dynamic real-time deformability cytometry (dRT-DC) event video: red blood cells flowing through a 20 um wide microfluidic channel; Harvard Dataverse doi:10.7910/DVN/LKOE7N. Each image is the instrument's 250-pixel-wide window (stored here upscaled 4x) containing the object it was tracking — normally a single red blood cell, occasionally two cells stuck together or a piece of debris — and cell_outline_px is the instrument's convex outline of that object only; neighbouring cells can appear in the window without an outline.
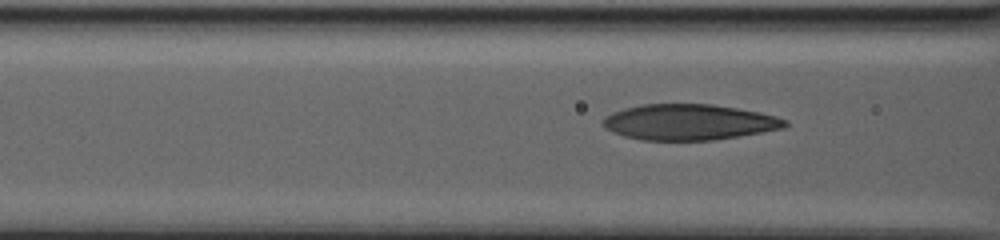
{"species": "human", "species_latin": "Homo sapiens", "temperature_condition": "warm", "stored_images_in_passage": 74, "camera_frame_rate_fps": 3000, "um_per_image_px": 0.085, "donor": {"sex": "male"}, "frame": {"image": 1, "passage_image": 37, "time_ms": 9.0, "image_size_px": [1000, 240], "cell_outline_px": [[788, 124], [784, 128], [740, 136], [716, 140], [644, 140], [624, 136], [612, 132], [604, 124], [604, 116], [612, 112], [624, 108], [644, 104], [712, 104], [760, 112], [776, 116], [788, 120]], "centroid_in_image_um": [58.6, 10.38], "position_along_channel_um": 108.0, "area_um2": 37.92}}
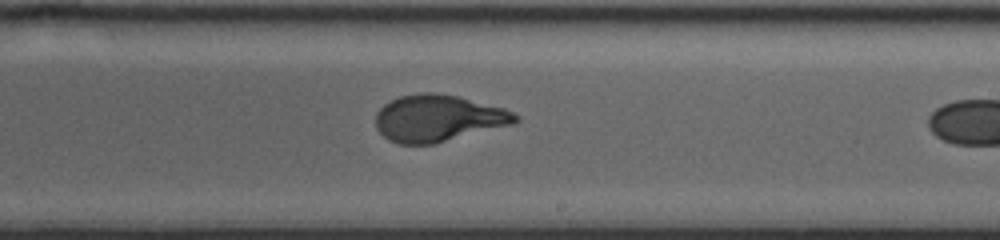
{"frame": {"image": 2, "passage_image": 54, "time_ms": 15.667, "image_size_px": [1000, 240], "cell_outline_px": [[520, 120], [512, 124], [432, 144], [400, 144], [388, 140], [376, 128], [376, 112], [384, 104], [400, 96], [420, 92], [436, 92], [460, 96], [504, 108], [520, 116]], "centroid_in_image_um": [37.23, 10.03], "position_along_channel_um": 251.8, "area_um2": 38.03}}
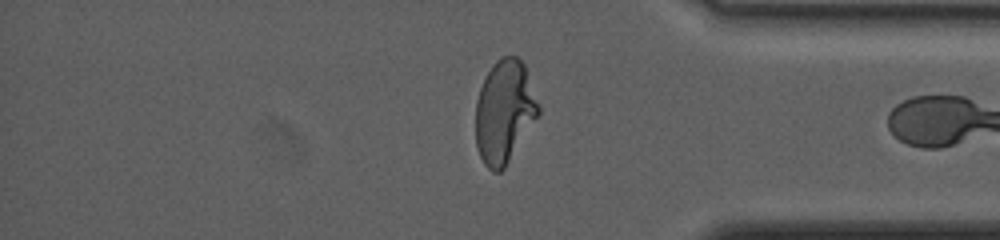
{"frame": {"image": 3, "passage_image": 71, "time_ms": 22.667, "image_size_px": [1000, 240], "cell_outline_px": [[540, 112], [504, 168], [500, 172], [492, 172], [484, 164], [476, 148], [476, 100], [484, 76], [492, 64], [496, 60], [504, 56], [516, 56], [524, 64], [540, 108]], "centroid_in_image_um": [42.84, 9.48], "position_along_channel_um": 392.4, "area_um2": 37.45}}